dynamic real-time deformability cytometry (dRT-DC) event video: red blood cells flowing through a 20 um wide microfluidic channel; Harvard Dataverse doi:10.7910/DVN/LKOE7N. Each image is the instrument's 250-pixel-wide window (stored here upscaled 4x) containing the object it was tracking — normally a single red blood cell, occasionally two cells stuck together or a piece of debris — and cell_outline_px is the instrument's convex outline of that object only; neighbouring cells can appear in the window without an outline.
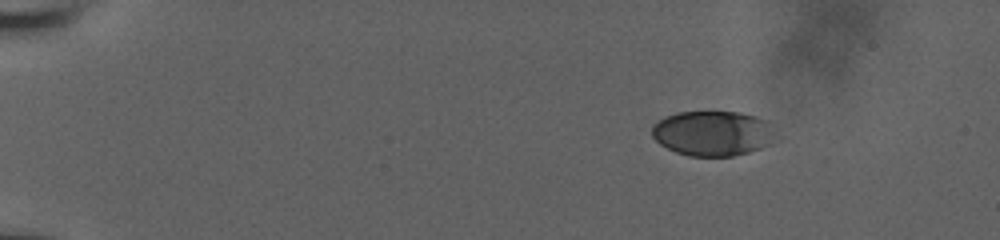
{"species": "human", "species_latin": "Homo sapiens", "temperature_condition": "room temperature", "stored_images_in_passage": 49, "camera_frame_rate_fps": 3000, "um_per_image_px": 0.085, "donor": {"sex": "male"}, "frame": {"image": 1, "passage_image": 1, "time_ms": 0.0, "image_size_px": [1000, 240], "cell_outline_px": [[768, 144], [760, 148], [748, 152], [732, 156], [688, 156], [676, 152], [660, 144], [652, 136], [652, 124], [676, 112], [740, 112], [756, 116], [768, 120]], "centroid_in_image_um": [60.48, 11.33], "position_along_channel_um": 24.5, "area_um2": 31.73}}
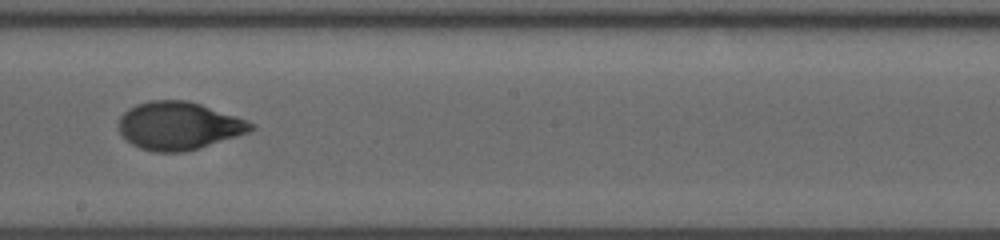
{"frame": {"image": 2, "passage_image": 27, "time_ms": 8.667, "image_size_px": [1000, 240], "cell_outline_px": [[256, 128], [248, 132], [236, 136], [184, 152], [152, 152], [140, 148], [132, 144], [120, 132], [116, 124], [120, 116], [128, 108], [136, 104], [148, 100], [188, 100], [248, 120], [256, 124]], "centroid_in_image_um": [15.16, 10.68], "position_along_channel_um": 233.0, "area_um2": 36.93}}
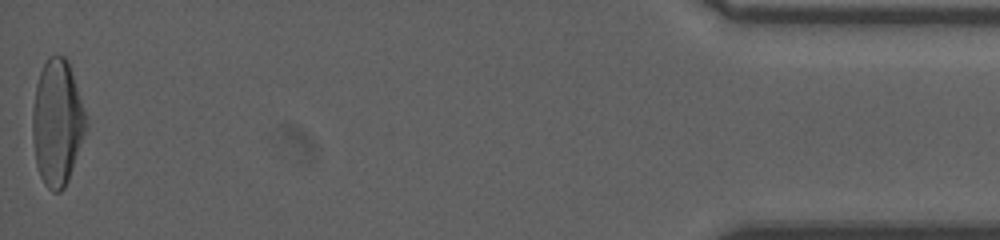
{"frame": {"image": 3, "passage_image": 49, "time_ms": 16.0, "image_size_px": [1000, 240], "cell_outline_px": [[88, 128], [68, 180], [64, 188], [60, 192], [52, 192], [44, 184], [40, 176], [36, 164], [32, 136], [32, 112], [36, 84], [40, 72], [48, 56], [64, 56], [68, 60], [88, 124]], "centroid_in_image_um": [4.85, 10.45], "position_along_channel_um": 430.3, "area_um2": 39.25}, "authors_computed_cell_mechanics": {"area_um2": 36.5296, "velocity_mm_per_s": 3.8278, "shape_relaxation_time_tau1_ms": 5.1964, "shape_relaxation_time_tau2_ms": 0.9745, "deformation_change_tau1": 0.2142, "deformation_change_tau2": 0.0478}}